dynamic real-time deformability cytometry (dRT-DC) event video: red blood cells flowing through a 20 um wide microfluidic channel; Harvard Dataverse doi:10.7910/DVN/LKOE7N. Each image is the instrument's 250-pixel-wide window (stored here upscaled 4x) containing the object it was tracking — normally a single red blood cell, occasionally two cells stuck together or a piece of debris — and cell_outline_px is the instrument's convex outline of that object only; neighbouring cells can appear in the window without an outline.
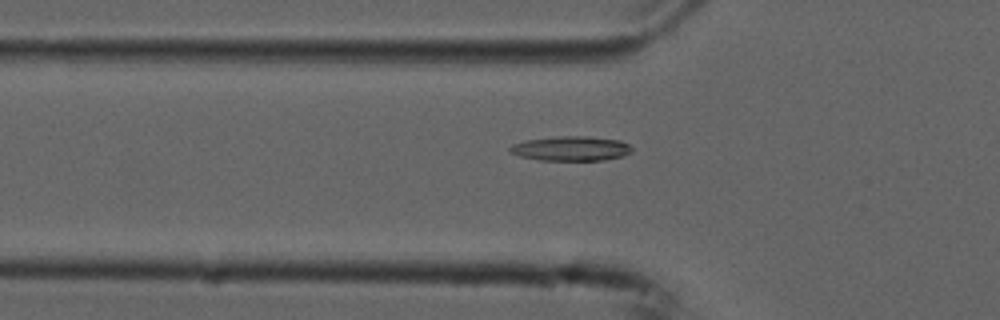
{"species": "common noctule bat (a hibernating species)", "species_latin": "Nyctalus noctula", "temperature_condition": "cold", "stored_images_in_passage": 55, "camera_frame_rate_fps": 3000, "um_per_image_px": 0.085, "animal": {"sex": "male", "forearm_length_mm": 52.5}, "frame": {"image": 1, "passage_image": 19, "time_ms": 6.0, "image_size_px": [1000, 320], "cell_outline_px": [[632, 152], [624, 156], [604, 160], [540, 160], [520, 156], [508, 152], [508, 148], [512, 144], [524, 140], [560, 136], [588, 136], [620, 140], [628, 144], [632, 148]], "centroid_in_image_um": [48.53, 12.62], "position_along_channel_um": 77.3, "area_um2": 17.63}}
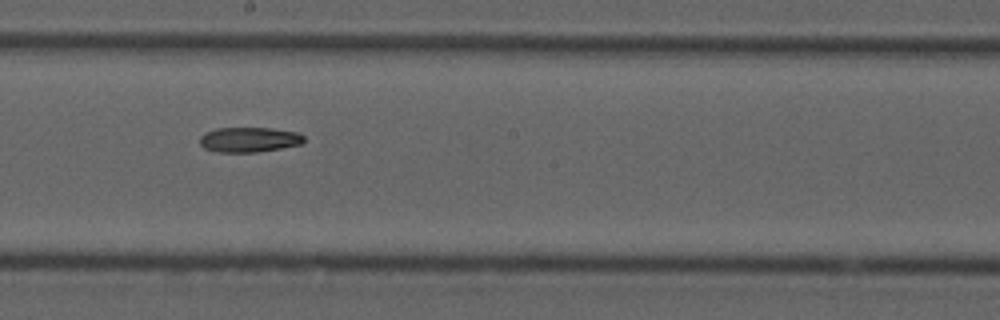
{"frame": {"image": 2, "passage_image": 31, "time_ms": 10.0, "image_size_px": [1000, 320], "cell_outline_px": [[304, 144], [256, 152], [216, 152], [204, 148], [200, 144], [200, 136], [204, 132], [216, 128], [272, 128], [300, 132], [304, 136]], "centroid_in_image_um": [21.19, 11.86], "position_along_channel_um": 227.0, "area_um2": 15.37}}
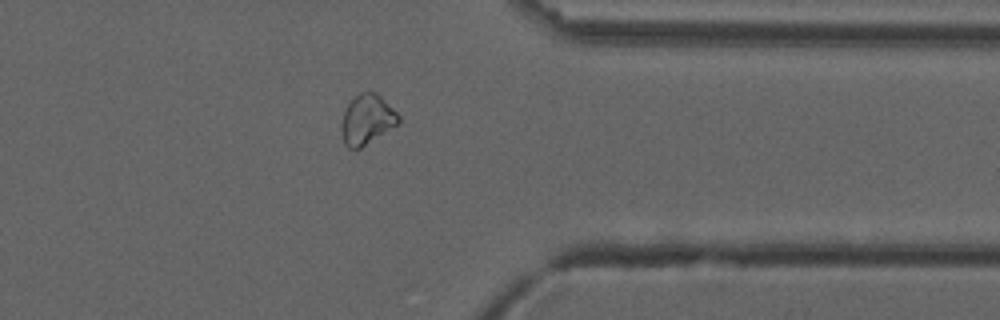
{"frame": {"image": 3, "passage_image": 44, "time_ms": 14.333, "image_size_px": [1000, 320], "cell_outline_px": [[400, 124], [360, 148], [348, 148], [344, 144], [340, 128], [344, 112], [348, 104], [360, 92], [376, 92], [400, 116]], "centroid_in_image_um": [31.2, 10.18], "position_along_channel_um": 380.2, "area_um2": 16.53}}